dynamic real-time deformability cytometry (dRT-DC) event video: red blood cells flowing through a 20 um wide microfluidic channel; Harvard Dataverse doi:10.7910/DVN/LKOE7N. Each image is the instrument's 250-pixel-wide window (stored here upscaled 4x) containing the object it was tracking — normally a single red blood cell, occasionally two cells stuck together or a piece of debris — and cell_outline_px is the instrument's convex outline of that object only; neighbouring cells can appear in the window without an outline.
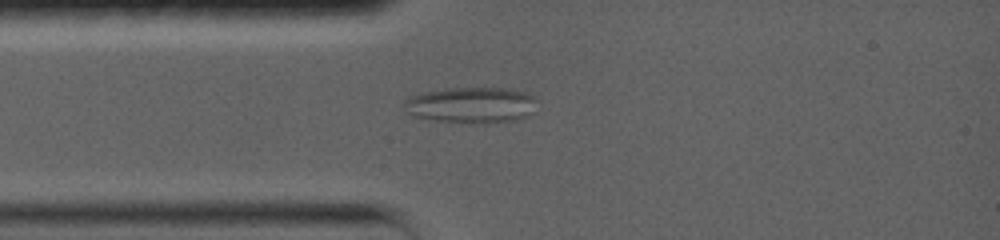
{"species": "common noctule bat (a hibernating species)", "species_latin": "Nyctalus noctula", "temperature_condition": "warm", "stored_images_in_passage": 35, "camera_frame_rate_fps": 5000, "um_per_image_px": 0.085, "animal": {"sex": "female", "body_mass_g": 19.0, "forearm_length_mm": 56.7}, "frame": {"image": 1, "passage_image": 9, "time_ms": 3.2, "image_size_px": [1000, 240], "cell_outline_px": [[536, 100], [524, 116], [516, 120], [484, 124], [480, 124], [432, 120], [412, 116], [408, 112], [404, 100], [408, 96], [424, 92], [444, 88], [508, 88], [528, 92]], "centroid_in_image_um": [39.99, 8.92], "position_along_channel_um": 45.0, "area_um2": 27.74}}
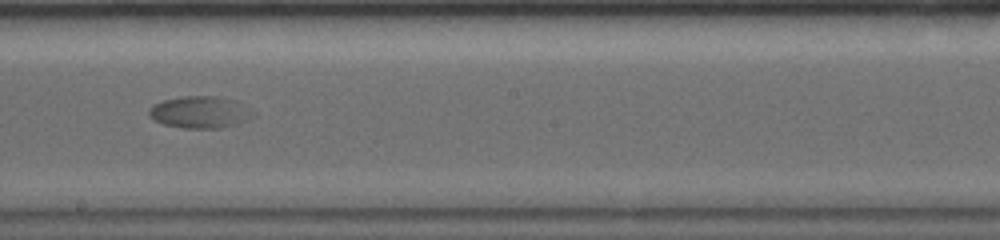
{"frame": {"image": 2, "passage_image": 25, "time_ms": 8.4, "image_size_px": [1000, 240], "cell_outline_px": [[236, 104], [232, 124], [216, 128], [184, 128], [164, 124], [156, 120], [148, 112], [148, 108], [152, 104], [164, 100], [180, 96], [216, 96], [236, 100]], "centroid_in_image_um": [16.54, 9.5], "position_along_channel_um": 231.7, "area_um2": 17.05}}
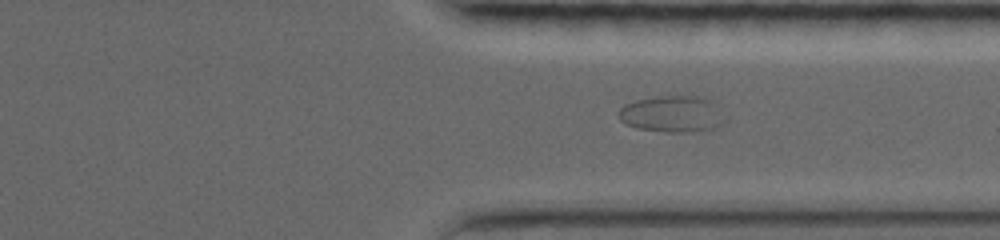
{"frame": {"image": 3, "passage_image": 35, "time_ms": 11.8, "image_size_px": [1000, 240], "cell_outline_px": [[708, 100], [700, 128], [640, 128], [628, 124], [624, 120], [620, 112], [620, 108], [628, 104], [640, 100], [692, 92]], "centroid_in_image_um": [56.65, 9.51], "position_along_channel_um": 354.7, "area_um2": 17.74}}